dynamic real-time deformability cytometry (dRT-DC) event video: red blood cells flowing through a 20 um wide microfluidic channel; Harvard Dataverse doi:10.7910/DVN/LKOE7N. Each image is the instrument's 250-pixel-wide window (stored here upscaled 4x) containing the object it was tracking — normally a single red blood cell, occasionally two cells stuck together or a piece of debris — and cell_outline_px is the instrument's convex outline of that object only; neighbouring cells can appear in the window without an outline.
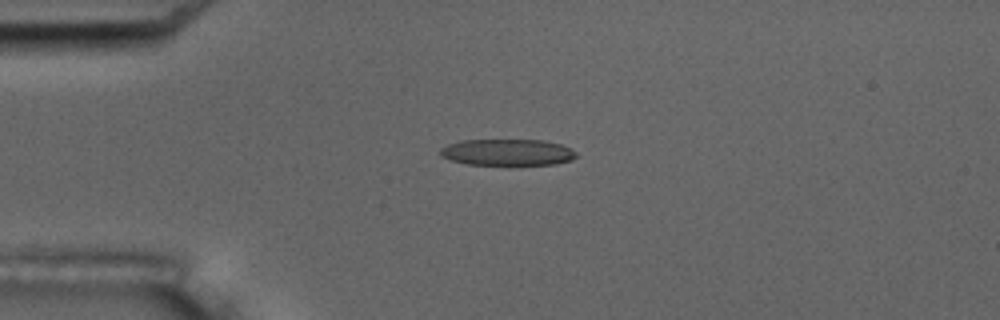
{"species": "common noctule bat (a hibernating species)", "species_latin": "Nyctalus noctula", "temperature_condition": "room temperature", "stored_images_in_passage": 3, "camera_frame_rate_fps": 3000, "um_per_image_px": 0.085, "animal": {"sex": "male", "body_mass_g": 17.5, "forearm_length_mm": 52.3}, "frame": {"image": 1, "passage_image": 3, "time_ms": 3.0, "image_size_px": [1000, 320], "cell_outline_px": [[576, 156], [572, 160], [556, 164], [468, 164], [452, 160], [440, 156], [440, 148], [448, 144], [460, 140], [544, 140], [560, 144], [572, 148], [576, 152]], "centroid_in_image_um": [43.14, 12.93], "position_along_channel_um": 41.9, "area_um2": 20.87}}